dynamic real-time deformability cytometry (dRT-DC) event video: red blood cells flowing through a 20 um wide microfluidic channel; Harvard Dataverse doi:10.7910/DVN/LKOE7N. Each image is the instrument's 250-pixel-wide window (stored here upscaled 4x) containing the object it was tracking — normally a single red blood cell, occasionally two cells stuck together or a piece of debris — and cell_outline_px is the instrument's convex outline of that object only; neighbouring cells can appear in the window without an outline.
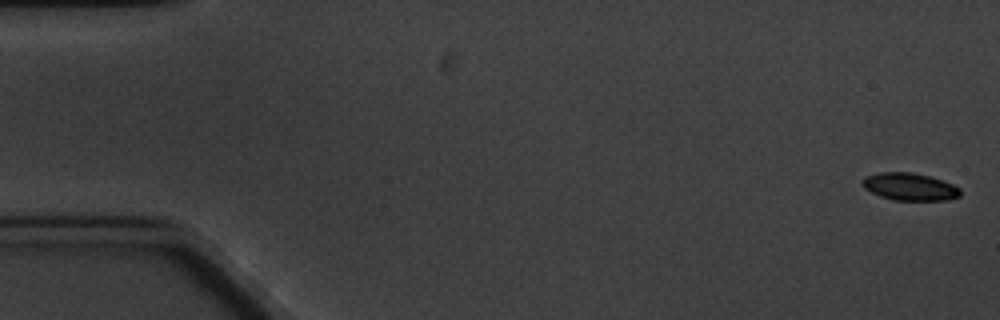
{"species": "common noctule bat (a hibernating species)", "species_latin": "Nyctalus noctula", "temperature_condition": "cold", "stored_images_in_passage": 4, "camera_frame_rate_fps": 3000, "um_per_image_px": 0.085, "animal": {"sex": "male", "body_mass_g": 20.1, "forearm_length_mm": 53.5}, "frame": {"image": 1, "passage_image": 1, "time_ms": 0.0, "image_size_px": [1000, 320], "cell_outline_px": [[960, 196], [944, 200], [892, 200], [880, 196], [864, 188], [860, 180], [864, 176], [880, 172], [912, 172], [928, 176], [952, 184], [960, 188]], "centroid_in_image_um": [77.27, 15.86], "position_along_channel_um": 7.7, "area_um2": 15.61}}